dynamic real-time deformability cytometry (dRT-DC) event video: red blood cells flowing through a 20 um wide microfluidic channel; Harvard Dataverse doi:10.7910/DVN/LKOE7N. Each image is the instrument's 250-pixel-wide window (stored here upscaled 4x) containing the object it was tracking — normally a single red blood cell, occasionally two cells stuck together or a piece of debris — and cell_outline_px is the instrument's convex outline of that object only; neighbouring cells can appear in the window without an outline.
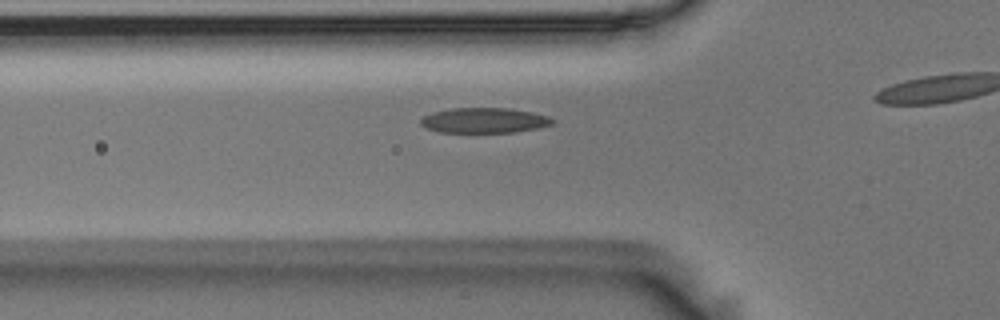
{"species": "Egyptian fruit bat (a non-hibernating species)", "species_latin": "Rousettus aegyptiacus", "temperature_condition": "room temperature", "stored_images_in_passage": 28, "camera_frame_rate_fps": 3000, "um_per_image_px": 0.085, "animal": {"sex": "male"}, "frame": {"image": 1, "passage_image": 2, "time_ms": 0.333, "image_size_px": [1000, 320], "cell_outline_px": [[556, 120], [552, 124], [536, 128], [516, 132], [440, 132], [428, 128], [420, 124], [420, 120], [424, 116], [432, 112], [452, 108], [508, 108], [532, 112], [548, 116]], "centroid_in_image_um": [41.17, 10.23], "position_along_channel_um": 84.6, "area_um2": 19.25}}
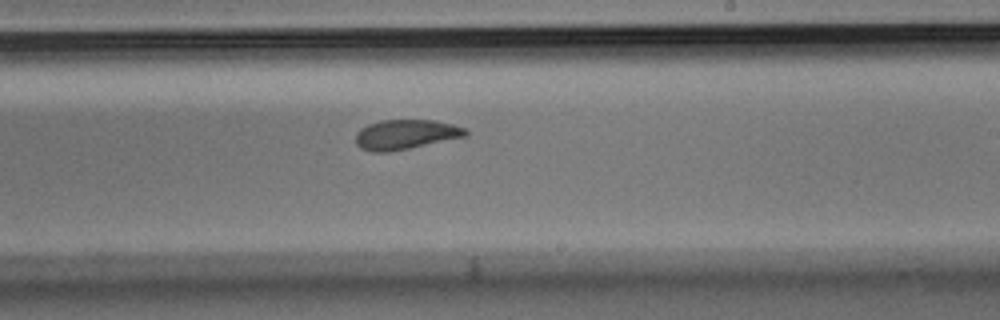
{"frame": {"image": 2, "passage_image": 16, "time_ms": 5.0, "image_size_px": [1000, 320], "cell_outline_px": [[468, 136], [388, 152], [372, 152], [360, 148], [356, 144], [356, 132], [360, 128], [368, 124], [380, 120], [436, 120], [452, 124], [464, 128], [468, 132]], "centroid_in_image_um": [34.46, 11.42], "position_along_channel_um": 254.5, "area_um2": 19.07}}
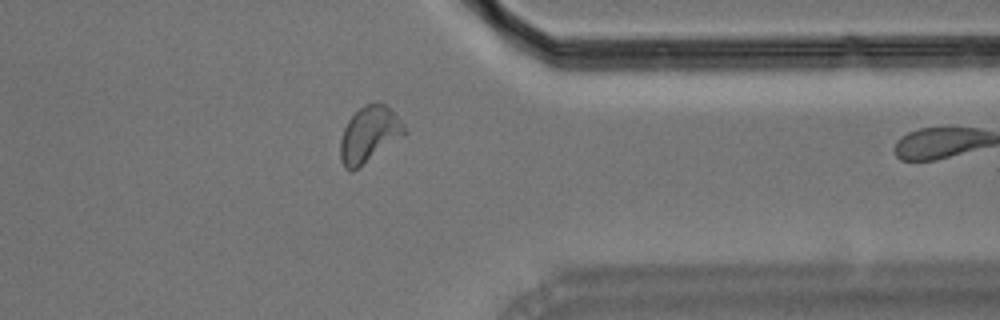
{"frame": {"image": 3, "passage_image": 27, "time_ms": 8.667, "image_size_px": [1000, 320], "cell_outline_px": [[408, 132], [404, 136], [352, 172], [344, 168], [340, 160], [340, 140], [344, 128], [348, 120], [364, 104], [380, 100], [400, 120]], "centroid_in_image_um": [31.37, 11.43], "position_along_channel_um": 380.0, "area_um2": 20.92}}